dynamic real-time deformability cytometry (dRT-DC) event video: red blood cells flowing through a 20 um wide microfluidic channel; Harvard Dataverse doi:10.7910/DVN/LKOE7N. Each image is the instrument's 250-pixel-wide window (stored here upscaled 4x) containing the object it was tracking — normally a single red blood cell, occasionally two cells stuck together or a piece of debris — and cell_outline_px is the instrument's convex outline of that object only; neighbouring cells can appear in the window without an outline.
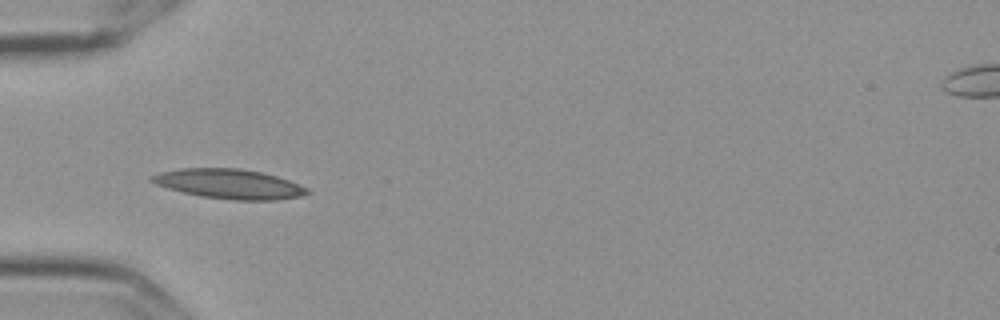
{"species": "Egyptian fruit bat (a non-hibernating species)", "species_latin": "Rousettus aegyptiacus", "temperature_condition": "cold", "stored_images_in_passage": 39, "camera_frame_rate_fps": 3000, "um_per_image_px": 0.085, "frame": {"image": 1, "passage_image": 1, "time_ms": 0.0, "image_size_px": [1000, 320], "cell_outline_px": [[312, 192], [300, 196], [276, 200], [232, 200], [200, 196], [168, 188], [156, 184], [148, 180], [148, 176], [160, 172], [180, 168], [240, 168], [260, 172], [276, 176], [288, 180], [308, 188]], "centroid_in_image_um": [19.46, 15.63], "position_along_channel_um": 65.5, "area_um2": 26.88}}
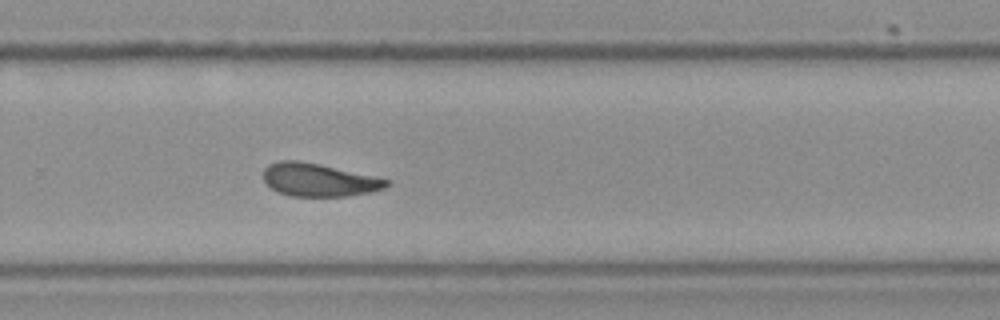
{"frame": {"image": 2, "passage_image": 21, "time_ms": 6.667, "image_size_px": [1000, 320], "cell_outline_px": [[392, 184], [384, 188], [372, 192], [348, 196], [288, 196], [276, 192], [264, 180], [264, 168], [268, 164], [280, 160], [296, 160], [320, 164], [372, 176], [388, 180]], "centroid_in_image_um": [27.08, 15.3], "position_along_channel_um": 302.7, "area_um2": 23.64}}
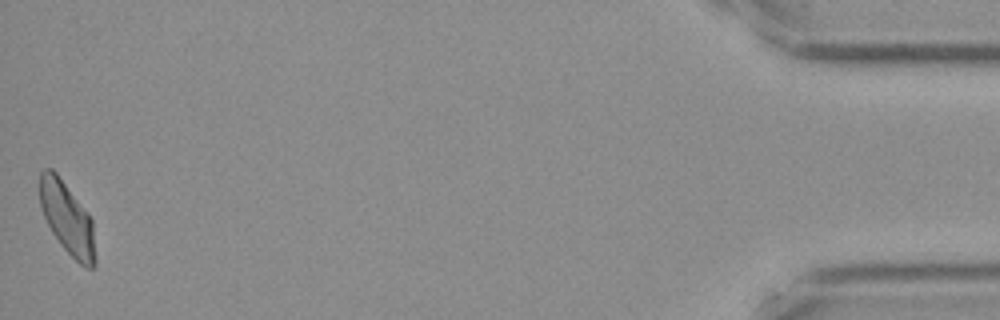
{"frame": {"image": 3, "passage_image": 39, "time_ms": 12.667, "image_size_px": [1000, 320], "cell_outline_px": [[96, 264], [92, 268], [84, 268], [60, 244], [52, 232], [44, 216], [40, 204], [40, 172], [44, 168], [52, 168], [56, 172], [92, 220], [96, 260]], "centroid_in_image_um": [5.71, 18.58], "position_along_channel_um": 429.5, "area_um2": 22.89}, "authors_computed_cell_mechanics": {"area_um2": 24.2182, "velocity_mm_per_s": 3.5794, "shape_relaxation_time_tau1_ms": 6.024, "shape_relaxation_time_tau2_ms": 3.6322, "deformation_change_tau1": 0.1633, "deformation_change_tau2": 0.102}}